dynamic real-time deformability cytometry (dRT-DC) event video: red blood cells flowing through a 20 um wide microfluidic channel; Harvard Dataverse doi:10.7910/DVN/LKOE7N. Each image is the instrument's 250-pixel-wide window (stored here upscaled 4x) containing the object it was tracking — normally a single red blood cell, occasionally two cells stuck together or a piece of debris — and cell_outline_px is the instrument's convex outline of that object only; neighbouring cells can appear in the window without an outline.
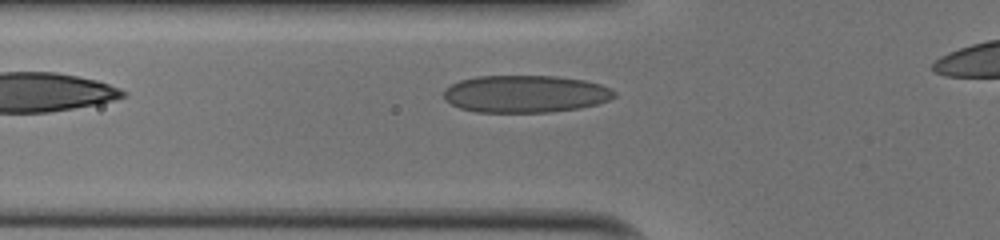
{"species": "human", "species_latin": "Homo sapiens", "temperature_condition": "cold", "stored_images_in_passage": 27, "camera_frame_rate_fps": 3000, "um_per_image_px": 0.085, "donor": {"sex": "male"}, "frame": {"image": 1, "passage_image": 4, "time_ms": 1.0, "image_size_px": [1000, 240], "cell_outline_px": [[616, 96], [608, 100], [596, 104], [580, 108], [552, 112], [476, 112], [460, 108], [444, 100], [444, 88], [460, 80], [476, 76], [556, 76], [584, 80], [600, 84], [612, 88], [616, 92]], "centroid_in_image_um": [44.66, 7.98], "position_along_channel_um": 81.1, "area_um2": 37.28}}
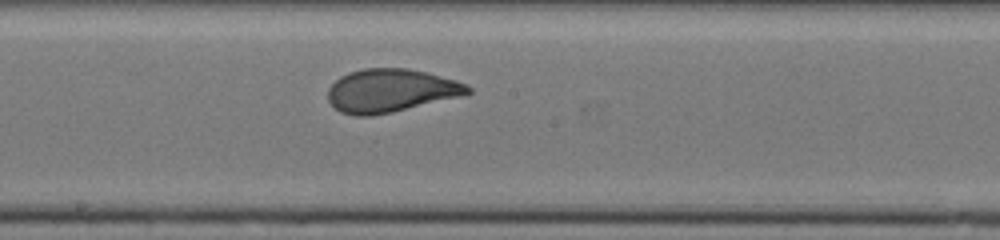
{"frame": {"image": 2, "passage_image": 14, "time_ms": 4.333, "image_size_px": [1000, 240], "cell_outline_px": [[472, 92], [468, 96], [392, 112], [372, 116], [356, 116], [340, 112], [328, 100], [328, 88], [340, 76], [348, 72], [364, 68], [408, 68], [428, 72], [456, 80], [468, 84], [472, 88]], "centroid_in_image_um": [33.29, 7.7], "position_along_channel_um": 214.9, "area_um2": 35.89}}
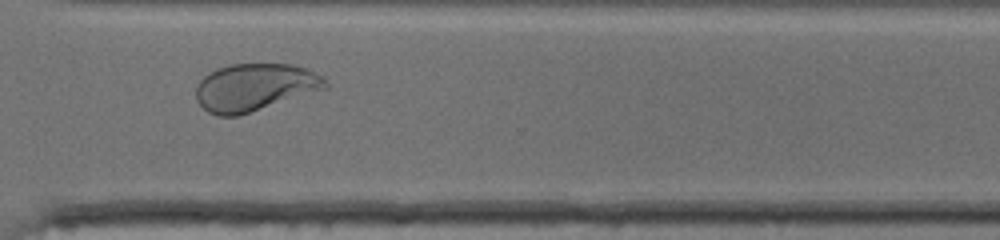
{"frame": {"image": 3, "passage_image": 24, "time_ms": 7.667, "image_size_px": [1000, 240], "cell_outline_px": [[328, 88], [236, 116], [216, 116], [208, 112], [196, 100], [196, 88], [200, 80], [208, 72], [216, 68], [232, 64], [292, 64], [308, 68], [320, 76], [328, 84]], "centroid_in_image_um": [21.63, 7.41], "position_along_channel_um": 349.0, "area_um2": 35.6}, "authors_computed_cell_mechanics": {"area_um2": 35.258, "velocity_mm_per_s": 4.0106, "shape_relaxation_time_tau1_ms": 5.3449, "shape_relaxation_time_tau2_ms": null, "deformation_change_tau1": 0.1995, "deformation_change_tau2": null}}